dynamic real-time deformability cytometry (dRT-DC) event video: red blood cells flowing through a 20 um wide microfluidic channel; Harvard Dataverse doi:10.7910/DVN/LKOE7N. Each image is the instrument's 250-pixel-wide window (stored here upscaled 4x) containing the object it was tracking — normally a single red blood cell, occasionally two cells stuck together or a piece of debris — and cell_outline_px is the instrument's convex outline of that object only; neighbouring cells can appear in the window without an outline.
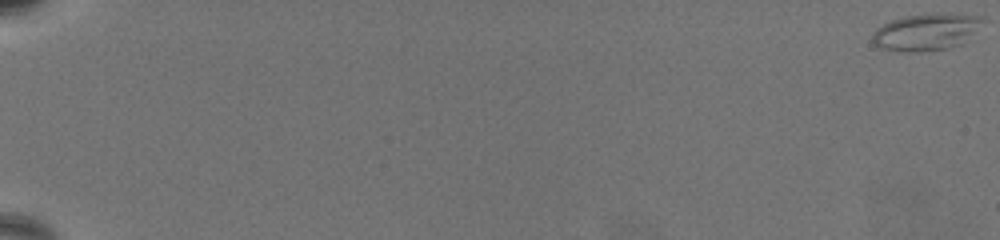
{"species": "common noctule bat (a hibernating species)", "species_latin": "Nyctalus noctula", "temperature_condition": "warm", "stored_images_in_passage": 69, "camera_frame_rate_fps": 3000, "um_per_image_px": 0.085, "animal": {"sex": "female", "body_mass_g": 19.5, "forearm_length_mm": 54.1}, "frame": {"image": 1, "passage_image": 1, "time_ms": 0.0, "image_size_px": [1000, 240], "cell_outline_px": [[984, 20], [964, 44], [948, 48], [916, 52], [896, 52], [884, 48], [876, 44], [872, 40], [872, 36], [884, 24], [892, 20], [908, 16], [936, 12], [976, 16]], "centroid_in_image_um": [78.75, 2.73], "position_along_channel_um": 6.2, "area_um2": 23.35}}
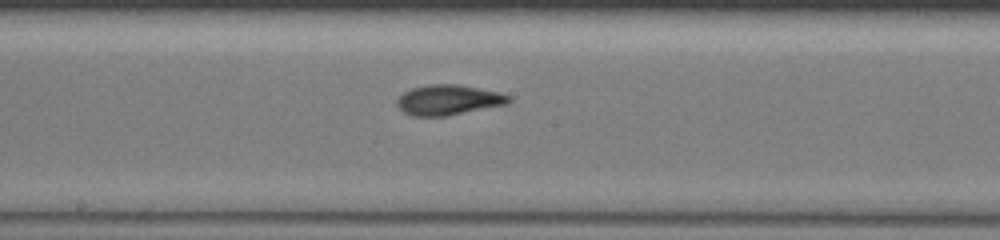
{"frame": {"image": 2, "passage_image": 42, "time_ms": 13.667, "image_size_px": [1000, 240], "cell_outline_px": [[512, 100], [508, 104], [448, 116], [412, 116], [404, 112], [396, 104], [396, 100], [404, 92], [412, 88], [432, 84], [460, 84], [500, 92], [512, 96]], "centroid_in_image_um": [38.16, 8.49], "position_along_channel_um": 210.0, "area_um2": 19.88}}
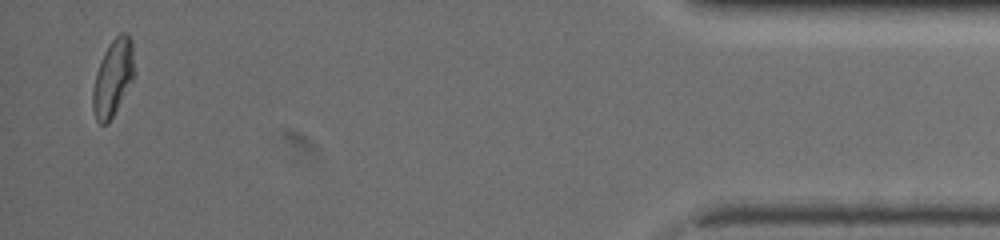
{"frame": {"image": 3, "passage_image": 68, "time_ms": 22.333, "image_size_px": [1000, 240], "cell_outline_px": [[136, 76], [108, 124], [100, 124], [96, 120], [92, 108], [92, 88], [96, 72], [104, 52], [112, 40], [120, 32], [128, 32], [132, 40], [136, 72]], "centroid_in_image_um": [9.63, 6.59], "position_along_channel_um": 425.6, "area_um2": 19.07}, "authors_computed_cell_mechanics": {"area_um2": 19.074, "velocity_mm_per_s": 3.2578, "shape_relaxation_time_tau1_ms": 8.0612, "shape_relaxation_time_tau2_ms": 1.9825, "deformation_change_tau1": 0.2042, "deformation_change_tau2": 0.0867}}